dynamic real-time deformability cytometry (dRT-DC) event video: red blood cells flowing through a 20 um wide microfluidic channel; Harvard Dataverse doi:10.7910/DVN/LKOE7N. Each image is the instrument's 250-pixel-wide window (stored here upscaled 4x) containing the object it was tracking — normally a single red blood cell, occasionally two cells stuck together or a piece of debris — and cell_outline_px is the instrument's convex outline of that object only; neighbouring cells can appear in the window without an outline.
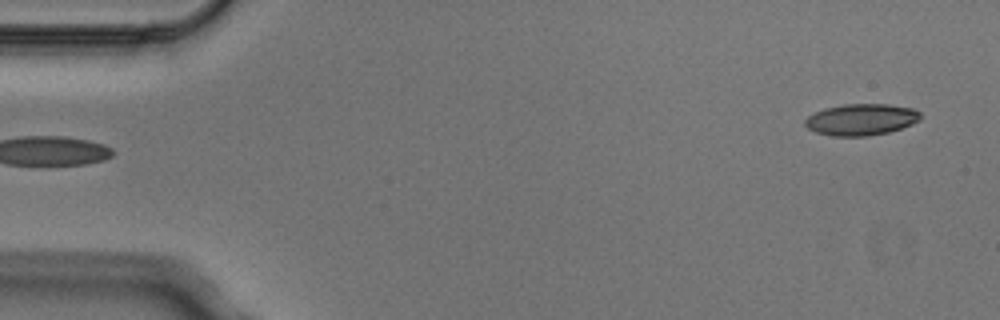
{"species": "Egyptian fruit bat (a non-hibernating species)", "species_latin": "Rousettus aegyptiacus", "temperature_condition": "cold", "stored_images_in_passage": 4, "segment_of_instrument_passage": [2, 2], "camera_frame_rate_fps": 3000, "um_per_image_px": 0.085, "animal": {"sex": "male"}, "frame": {"image": 1, "passage_image": 4, "time_ms": 1.0, "image_size_px": [1000, 320], "cell_outline_px": [[920, 120], [912, 124], [888, 132], [868, 136], [832, 136], [816, 132], [808, 128], [804, 124], [804, 120], [808, 116], [824, 108], [844, 104], [888, 104], [912, 108], [920, 112]], "centroid_in_image_um": [73.19, 10.16], "position_along_channel_um": 11.8, "area_um2": 21.15}}